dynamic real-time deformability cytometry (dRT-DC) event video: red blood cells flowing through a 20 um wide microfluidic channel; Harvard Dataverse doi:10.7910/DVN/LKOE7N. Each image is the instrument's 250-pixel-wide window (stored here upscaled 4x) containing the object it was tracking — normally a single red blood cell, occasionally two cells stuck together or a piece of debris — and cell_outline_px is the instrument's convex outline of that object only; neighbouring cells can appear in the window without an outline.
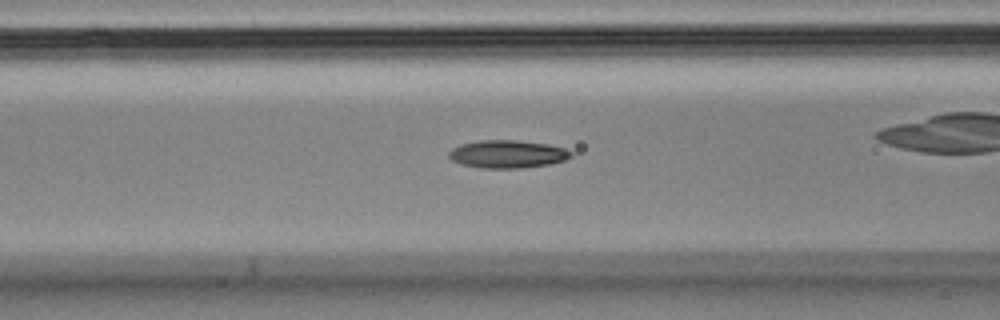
{"species": "Egyptian fruit bat (a non-hibernating species)", "species_latin": "Rousettus aegyptiacus", "temperature_condition": "cold", "stored_images_in_passage": 48, "camera_frame_rate_fps": 3000, "um_per_image_px": 0.085, "animal": {"sex": "male"}, "frame": {"image": 1, "passage_image": 21, "time_ms": 6.667, "image_size_px": [1000, 320], "cell_outline_px": [[572, 156], [564, 160], [548, 164], [520, 168], [480, 168], [460, 164], [452, 160], [448, 156], [448, 152], [452, 148], [460, 144], [480, 140], [516, 140], [548, 144], [564, 148], [572, 152]], "centroid_in_image_um": [43.1, 13.09], "position_along_channel_um": 123.5, "area_um2": 19.83}}
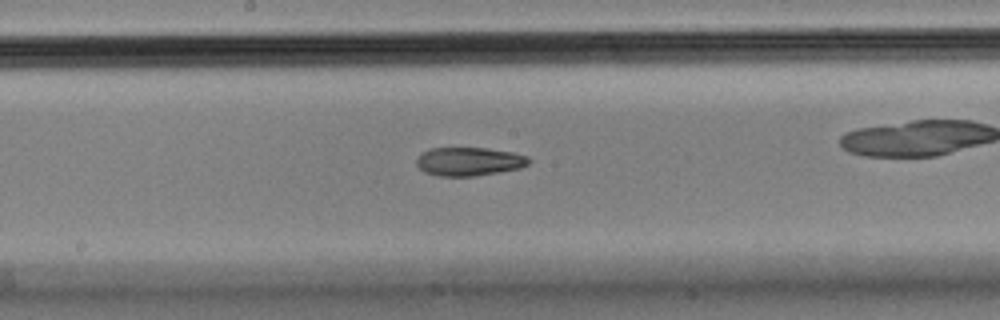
{"frame": {"image": 2, "passage_image": 28, "time_ms": 9.0, "image_size_px": [1000, 320], "cell_outline_px": [[532, 160], [528, 164], [520, 168], [476, 176], [440, 176], [424, 172], [416, 164], [416, 160], [424, 152], [432, 148], [488, 148], [512, 152], [528, 156]], "centroid_in_image_um": [39.9, 13.73], "position_along_channel_um": 208.3, "area_um2": 18.61}, "authors_computed_cell_mechanics": {"area_um2": 19.1607, "velocity_mm_per_s": 3.6297, "shape_relaxation_time_tau1_ms": 9.0817, "shape_relaxation_time_tau2_ms": 7.1534, "deformation_change_tau1": 0.2159, "deformation_change_tau2": 0.1719}}